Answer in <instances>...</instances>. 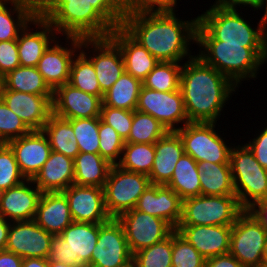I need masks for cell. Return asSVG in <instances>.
I'll return each instance as SVG.
<instances>
[{
  "label": "cell",
  "instance_id": "obj_44",
  "mask_svg": "<svg viewBox=\"0 0 267 267\" xmlns=\"http://www.w3.org/2000/svg\"><path fill=\"white\" fill-rule=\"evenodd\" d=\"M25 177L21 174L15 155L8 144L0 146V192L22 183Z\"/></svg>",
  "mask_w": 267,
  "mask_h": 267
},
{
  "label": "cell",
  "instance_id": "obj_18",
  "mask_svg": "<svg viewBox=\"0 0 267 267\" xmlns=\"http://www.w3.org/2000/svg\"><path fill=\"white\" fill-rule=\"evenodd\" d=\"M52 236L34 220L11 222L5 250L23 259H48Z\"/></svg>",
  "mask_w": 267,
  "mask_h": 267
},
{
  "label": "cell",
  "instance_id": "obj_50",
  "mask_svg": "<svg viewBox=\"0 0 267 267\" xmlns=\"http://www.w3.org/2000/svg\"><path fill=\"white\" fill-rule=\"evenodd\" d=\"M261 130L260 134L256 133L254 139H250L248 143H244L252 151L260 165L267 170V126Z\"/></svg>",
  "mask_w": 267,
  "mask_h": 267
},
{
  "label": "cell",
  "instance_id": "obj_3",
  "mask_svg": "<svg viewBox=\"0 0 267 267\" xmlns=\"http://www.w3.org/2000/svg\"><path fill=\"white\" fill-rule=\"evenodd\" d=\"M195 44L200 48L197 56L229 78L238 88L242 81L254 80L261 66L267 63V47L223 44V41L215 40L199 23Z\"/></svg>",
  "mask_w": 267,
  "mask_h": 267
},
{
  "label": "cell",
  "instance_id": "obj_57",
  "mask_svg": "<svg viewBox=\"0 0 267 267\" xmlns=\"http://www.w3.org/2000/svg\"><path fill=\"white\" fill-rule=\"evenodd\" d=\"M4 90H5V75L0 73V99L3 95Z\"/></svg>",
  "mask_w": 267,
  "mask_h": 267
},
{
  "label": "cell",
  "instance_id": "obj_24",
  "mask_svg": "<svg viewBox=\"0 0 267 267\" xmlns=\"http://www.w3.org/2000/svg\"><path fill=\"white\" fill-rule=\"evenodd\" d=\"M41 194L32 179L0 192V216L10 222L34 220Z\"/></svg>",
  "mask_w": 267,
  "mask_h": 267
},
{
  "label": "cell",
  "instance_id": "obj_55",
  "mask_svg": "<svg viewBox=\"0 0 267 267\" xmlns=\"http://www.w3.org/2000/svg\"><path fill=\"white\" fill-rule=\"evenodd\" d=\"M11 222L0 216V251L5 250Z\"/></svg>",
  "mask_w": 267,
  "mask_h": 267
},
{
  "label": "cell",
  "instance_id": "obj_12",
  "mask_svg": "<svg viewBox=\"0 0 267 267\" xmlns=\"http://www.w3.org/2000/svg\"><path fill=\"white\" fill-rule=\"evenodd\" d=\"M95 24L119 47L127 73L143 81L158 64L107 12L92 13Z\"/></svg>",
  "mask_w": 267,
  "mask_h": 267
},
{
  "label": "cell",
  "instance_id": "obj_54",
  "mask_svg": "<svg viewBox=\"0 0 267 267\" xmlns=\"http://www.w3.org/2000/svg\"><path fill=\"white\" fill-rule=\"evenodd\" d=\"M23 258L13 252L0 251V267H22Z\"/></svg>",
  "mask_w": 267,
  "mask_h": 267
},
{
  "label": "cell",
  "instance_id": "obj_28",
  "mask_svg": "<svg viewBox=\"0 0 267 267\" xmlns=\"http://www.w3.org/2000/svg\"><path fill=\"white\" fill-rule=\"evenodd\" d=\"M183 154V142L176 131H168L157 140L154 162L149 175L151 184L166 186L172 178L176 163Z\"/></svg>",
  "mask_w": 267,
  "mask_h": 267
},
{
  "label": "cell",
  "instance_id": "obj_35",
  "mask_svg": "<svg viewBox=\"0 0 267 267\" xmlns=\"http://www.w3.org/2000/svg\"><path fill=\"white\" fill-rule=\"evenodd\" d=\"M5 89L35 95H53L36 67L18 66L5 75Z\"/></svg>",
  "mask_w": 267,
  "mask_h": 267
},
{
  "label": "cell",
  "instance_id": "obj_25",
  "mask_svg": "<svg viewBox=\"0 0 267 267\" xmlns=\"http://www.w3.org/2000/svg\"><path fill=\"white\" fill-rule=\"evenodd\" d=\"M182 201L171 188L151 184L138 199L135 209L165 220L175 230L182 216Z\"/></svg>",
  "mask_w": 267,
  "mask_h": 267
},
{
  "label": "cell",
  "instance_id": "obj_38",
  "mask_svg": "<svg viewBox=\"0 0 267 267\" xmlns=\"http://www.w3.org/2000/svg\"><path fill=\"white\" fill-rule=\"evenodd\" d=\"M182 65L180 62H158L142 81L143 86L160 92L179 90Z\"/></svg>",
  "mask_w": 267,
  "mask_h": 267
},
{
  "label": "cell",
  "instance_id": "obj_58",
  "mask_svg": "<svg viewBox=\"0 0 267 267\" xmlns=\"http://www.w3.org/2000/svg\"><path fill=\"white\" fill-rule=\"evenodd\" d=\"M49 267H72L62 262L49 261Z\"/></svg>",
  "mask_w": 267,
  "mask_h": 267
},
{
  "label": "cell",
  "instance_id": "obj_40",
  "mask_svg": "<svg viewBox=\"0 0 267 267\" xmlns=\"http://www.w3.org/2000/svg\"><path fill=\"white\" fill-rule=\"evenodd\" d=\"M172 233L164 240L133 254L138 267H172Z\"/></svg>",
  "mask_w": 267,
  "mask_h": 267
},
{
  "label": "cell",
  "instance_id": "obj_34",
  "mask_svg": "<svg viewBox=\"0 0 267 267\" xmlns=\"http://www.w3.org/2000/svg\"><path fill=\"white\" fill-rule=\"evenodd\" d=\"M42 131L48 138L52 151L62 153L72 159L80 152L72 125L68 119L52 113Z\"/></svg>",
  "mask_w": 267,
  "mask_h": 267
},
{
  "label": "cell",
  "instance_id": "obj_14",
  "mask_svg": "<svg viewBox=\"0 0 267 267\" xmlns=\"http://www.w3.org/2000/svg\"><path fill=\"white\" fill-rule=\"evenodd\" d=\"M266 241V228L244 210L232 225L229 253L244 267L258 266L264 262Z\"/></svg>",
  "mask_w": 267,
  "mask_h": 267
},
{
  "label": "cell",
  "instance_id": "obj_1",
  "mask_svg": "<svg viewBox=\"0 0 267 267\" xmlns=\"http://www.w3.org/2000/svg\"><path fill=\"white\" fill-rule=\"evenodd\" d=\"M176 10H108L107 13L159 62L190 59L191 44L196 43L198 17H176ZM192 42V43H191ZM190 45V46H189Z\"/></svg>",
  "mask_w": 267,
  "mask_h": 267
},
{
  "label": "cell",
  "instance_id": "obj_26",
  "mask_svg": "<svg viewBox=\"0 0 267 267\" xmlns=\"http://www.w3.org/2000/svg\"><path fill=\"white\" fill-rule=\"evenodd\" d=\"M48 3L49 0H0V42L17 40Z\"/></svg>",
  "mask_w": 267,
  "mask_h": 267
},
{
  "label": "cell",
  "instance_id": "obj_59",
  "mask_svg": "<svg viewBox=\"0 0 267 267\" xmlns=\"http://www.w3.org/2000/svg\"><path fill=\"white\" fill-rule=\"evenodd\" d=\"M121 267H138V266H137L136 262L132 259L127 264H125V265H123Z\"/></svg>",
  "mask_w": 267,
  "mask_h": 267
},
{
  "label": "cell",
  "instance_id": "obj_19",
  "mask_svg": "<svg viewBox=\"0 0 267 267\" xmlns=\"http://www.w3.org/2000/svg\"><path fill=\"white\" fill-rule=\"evenodd\" d=\"M63 193L73 222L100 224L111 219L105 206L103 188L72 184Z\"/></svg>",
  "mask_w": 267,
  "mask_h": 267
},
{
  "label": "cell",
  "instance_id": "obj_16",
  "mask_svg": "<svg viewBox=\"0 0 267 267\" xmlns=\"http://www.w3.org/2000/svg\"><path fill=\"white\" fill-rule=\"evenodd\" d=\"M125 231L132 254L167 238L174 229L163 219L135 208L117 218Z\"/></svg>",
  "mask_w": 267,
  "mask_h": 267
},
{
  "label": "cell",
  "instance_id": "obj_32",
  "mask_svg": "<svg viewBox=\"0 0 267 267\" xmlns=\"http://www.w3.org/2000/svg\"><path fill=\"white\" fill-rule=\"evenodd\" d=\"M200 170L197 162L187 154H183L175 165L172 178L166 185L182 200L201 195L199 181Z\"/></svg>",
  "mask_w": 267,
  "mask_h": 267
},
{
  "label": "cell",
  "instance_id": "obj_52",
  "mask_svg": "<svg viewBox=\"0 0 267 267\" xmlns=\"http://www.w3.org/2000/svg\"><path fill=\"white\" fill-rule=\"evenodd\" d=\"M214 2L219 3L220 5L227 7L229 9H236L241 6L251 7L256 10H260L264 7V0H216ZM239 6V7H238Z\"/></svg>",
  "mask_w": 267,
  "mask_h": 267
},
{
  "label": "cell",
  "instance_id": "obj_9",
  "mask_svg": "<svg viewBox=\"0 0 267 267\" xmlns=\"http://www.w3.org/2000/svg\"><path fill=\"white\" fill-rule=\"evenodd\" d=\"M61 35L67 40L65 46L59 45L58 36L44 51L36 66L53 92L69 81L71 62L81 46V14Z\"/></svg>",
  "mask_w": 267,
  "mask_h": 267
},
{
  "label": "cell",
  "instance_id": "obj_6",
  "mask_svg": "<svg viewBox=\"0 0 267 267\" xmlns=\"http://www.w3.org/2000/svg\"><path fill=\"white\" fill-rule=\"evenodd\" d=\"M80 51L92 62L104 94L125 71L124 61L119 47L95 24L92 14H81Z\"/></svg>",
  "mask_w": 267,
  "mask_h": 267
},
{
  "label": "cell",
  "instance_id": "obj_53",
  "mask_svg": "<svg viewBox=\"0 0 267 267\" xmlns=\"http://www.w3.org/2000/svg\"><path fill=\"white\" fill-rule=\"evenodd\" d=\"M267 230V198L254 203L247 209Z\"/></svg>",
  "mask_w": 267,
  "mask_h": 267
},
{
  "label": "cell",
  "instance_id": "obj_36",
  "mask_svg": "<svg viewBox=\"0 0 267 267\" xmlns=\"http://www.w3.org/2000/svg\"><path fill=\"white\" fill-rule=\"evenodd\" d=\"M155 157V143H125L120 161V168L150 175Z\"/></svg>",
  "mask_w": 267,
  "mask_h": 267
},
{
  "label": "cell",
  "instance_id": "obj_21",
  "mask_svg": "<svg viewBox=\"0 0 267 267\" xmlns=\"http://www.w3.org/2000/svg\"><path fill=\"white\" fill-rule=\"evenodd\" d=\"M1 99L31 130H42L53 113V95L5 89Z\"/></svg>",
  "mask_w": 267,
  "mask_h": 267
},
{
  "label": "cell",
  "instance_id": "obj_51",
  "mask_svg": "<svg viewBox=\"0 0 267 267\" xmlns=\"http://www.w3.org/2000/svg\"><path fill=\"white\" fill-rule=\"evenodd\" d=\"M205 267H244L232 254L214 256L206 259Z\"/></svg>",
  "mask_w": 267,
  "mask_h": 267
},
{
  "label": "cell",
  "instance_id": "obj_56",
  "mask_svg": "<svg viewBox=\"0 0 267 267\" xmlns=\"http://www.w3.org/2000/svg\"><path fill=\"white\" fill-rule=\"evenodd\" d=\"M22 267H49V261L45 258L23 259Z\"/></svg>",
  "mask_w": 267,
  "mask_h": 267
},
{
  "label": "cell",
  "instance_id": "obj_5",
  "mask_svg": "<svg viewBox=\"0 0 267 267\" xmlns=\"http://www.w3.org/2000/svg\"><path fill=\"white\" fill-rule=\"evenodd\" d=\"M238 10L215 2L201 15L198 14V23L215 40L223 41V44L267 47V16L263 15L255 28Z\"/></svg>",
  "mask_w": 267,
  "mask_h": 267
},
{
  "label": "cell",
  "instance_id": "obj_41",
  "mask_svg": "<svg viewBox=\"0 0 267 267\" xmlns=\"http://www.w3.org/2000/svg\"><path fill=\"white\" fill-rule=\"evenodd\" d=\"M80 152L99 153V117L69 120Z\"/></svg>",
  "mask_w": 267,
  "mask_h": 267
},
{
  "label": "cell",
  "instance_id": "obj_10",
  "mask_svg": "<svg viewBox=\"0 0 267 267\" xmlns=\"http://www.w3.org/2000/svg\"><path fill=\"white\" fill-rule=\"evenodd\" d=\"M243 211L236 195H199L182 201L178 225L232 226Z\"/></svg>",
  "mask_w": 267,
  "mask_h": 267
},
{
  "label": "cell",
  "instance_id": "obj_23",
  "mask_svg": "<svg viewBox=\"0 0 267 267\" xmlns=\"http://www.w3.org/2000/svg\"><path fill=\"white\" fill-rule=\"evenodd\" d=\"M175 230L205 259L229 253L232 226L178 225Z\"/></svg>",
  "mask_w": 267,
  "mask_h": 267
},
{
  "label": "cell",
  "instance_id": "obj_2",
  "mask_svg": "<svg viewBox=\"0 0 267 267\" xmlns=\"http://www.w3.org/2000/svg\"><path fill=\"white\" fill-rule=\"evenodd\" d=\"M238 87L226 76L194 56L181 68L180 90L189 122H216Z\"/></svg>",
  "mask_w": 267,
  "mask_h": 267
},
{
  "label": "cell",
  "instance_id": "obj_8",
  "mask_svg": "<svg viewBox=\"0 0 267 267\" xmlns=\"http://www.w3.org/2000/svg\"><path fill=\"white\" fill-rule=\"evenodd\" d=\"M98 236L99 224L72 222L60 235L52 236L48 261L89 267Z\"/></svg>",
  "mask_w": 267,
  "mask_h": 267
},
{
  "label": "cell",
  "instance_id": "obj_15",
  "mask_svg": "<svg viewBox=\"0 0 267 267\" xmlns=\"http://www.w3.org/2000/svg\"><path fill=\"white\" fill-rule=\"evenodd\" d=\"M136 110L153 116L167 131H177L189 123L180 89L160 92L142 85Z\"/></svg>",
  "mask_w": 267,
  "mask_h": 267
},
{
  "label": "cell",
  "instance_id": "obj_48",
  "mask_svg": "<svg viewBox=\"0 0 267 267\" xmlns=\"http://www.w3.org/2000/svg\"><path fill=\"white\" fill-rule=\"evenodd\" d=\"M118 0H49L50 4L76 9L80 14L107 12Z\"/></svg>",
  "mask_w": 267,
  "mask_h": 267
},
{
  "label": "cell",
  "instance_id": "obj_13",
  "mask_svg": "<svg viewBox=\"0 0 267 267\" xmlns=\"http://www.w3.org/2000/svg\"><path fill=\"white\" fill-rule=\"evenodd\" d=\"M151 185L149 176L112 165L104 184V199L111 218L135 208L138 199Z\"/></svg>",
  "mask_w": 267,
  "mask_h": 267
},
{
  "label": "cell",
  "instance_id": "obj_29",
  "mask_svg": "<svg viewBox=\"0 0 267 267\" xmlns=\"http://www.w3.org/2000/svg\"><path fill=\"white\" fill-rule=\"evenodd\" d=\"M42 192H63L74 184V159L51 151L49 158L32 179Z\"/></svg>",
  "mask_w": 267,
  "mask_h": 267
},
{
  "label": "cell",
  "instance_id": "obj_61",
  "mask_svg": "<svg viewBox=\"0 0 267 267\" xmlns=\"http://www.w3.org/2000/svg\"><path fill=\"white\" fill-rule=\"evenodd\" d=\"M266 4V5H265ZM264 8H265V11H264V16H267V0H264Z\"/></svg>",
  "mask_w": 267,
  "mask_h": 267
},
{
  "label": "cell",
  "instance_id": "obj_20",
  "mask_svg": "<svg viewBox=\"0 0 267 267\" xmlns=\"http://www.w3.org/2000/svg\"><path fill=\"white\" fill-rule=\"evenodd\" d=\"M7 144L12 149L19 170L25 179L35 177L52 151L48 138L42 130H32Z\"/></svg>",
  "mask_w": 267,
  "mask_h": 267
},
{
  "label": "cell",
  "instance_id": "obj_60",
  "mask_svg": "<svg viewBox=\"0 0 267 267\" xmlns=\"http://www.w3.org/2000/svg\"><path fill=\"white\" fill-rule=\"evenodd\" d=\"M264 262L267 263V241H266V246H265V251H264Z\"/></svg>",
  "mask_w": 267,
  "mask_h": 267
},
{
  "label": "cell",
  "instance_id": "obj_27",
  "mask_svg": "<svg viewBox=\"0 0 267 267\" xmlns=\"http://www.w3.org/2000/svg\"><path fill=\"white\" fill-rule=\"evenodd\" d=\"M34 221L48 233L60 235L73 222L65 194L63 192L42 193Z\"/></svg>",
  "mask_w": 267,
  "mask_h": 267
},
{
  "label": "cell",
  "instance_id": "obj_37",
  "mask_svg": "<svg viewBox=\"0 0 267 267\" xmlns=\"http://www.w3.org/2000/svg\"><path fill=\"white\" fill-rule=\"evenodd\" d=\"M68 83L81 91L103 99L104 94L101 92L94 66L80 50L71 62Z\"/></svg>",
  "mask_w": 267,
  "mask_h": 267
},
{
  "label": "cell",
  "instance_id": "obj_49",
  "mask_svg": "<svg viewBox=\"0 0 267 267\" xmlns=\"http://www.w3.org/2000/svg\"><path fill=\"white\" fill-rule=\"evenodd\" d=\"M21 66L18 54L17 40L0 42V73L8 72Z\"/></svg>",
  "mask_w": 267,
  "mask_h": 267
},
{
  "label": "cell",
  "instance_id": "obj_30",
  "mask_svg": "<svg viewBox=\"0 0 267 267\" xmlns=\"http://www.w3.org/2000/svg\"><path fill=\"white\" fill-rule=\"evenodd\" d=\"M111 167L99 153L79 152L74 158V184L103 188Z\"/></svg>",
  "mask_w": 267,
  "mask_h": 267
},
{
  "label": "cell",
  "instance_id": "obj_46",
  "mask_svg": "<svg viewBox=\"0 0 267 267\" xmlns=\"http://www.w3.org/2000/svg\"><path fill=\"white\" fill-rule=\"evenodd\" d=\"M100 119L113 127L124 141L128 139L133 122V111L101 106Z\"/></svg>",
  "mask_w": 267,
  "mask_h": 267
},
{
  "label": "cell",
  "instance_id": "obj_31",
  "mask_svg": "<svg viewBox=\"0 0 267 267\" xmlns=\"http://www.w3.org/2000/svg\"><path fill=\"white\" fill-rule=\"evenodd\" d=\"M201 195H235L230 163L197 162Z\"/></svg>",
  "mask_w": 267,
  "mask_h": 267
},
{
  "label": "cell",
  "instance_id": "obj_43",
  "mask_svg": "<svg viewBox=\"0 0 267 267\" xmlns=\"http://www.w3.org/2000/svg\"><path fill=\"white\" fill-rule=\"evenodd\" d=\"M98 131L99 154L112 165H116L121 159L125 141L119 136L113 127L104 123L100 117Z\"/></svg>",
  "mask_w": 267,
  "mask_h": 267
},
{
  "label": "cell",
  "instance_id": "obj_33",
  "mask_svg": "<svg viewBox=\"0 0 267 267\" xmlns=\"http://www.w3.org/2000/svg\"><path fill=\"white\" fill-rule=\"evenodd\" d=\"M142 85L140 79L124 71L112 87L104 93L102 106L130 111L136 110Z\"/></svg>",
  "mask_w": 267,
  "mask_h": 267
},
{
  "label": "cell",
  "instance_id": "obj_7",
  "mask_svg": "<svg viewBox=\"0 0 267 267\" xmlns=\"http://www.w3.org/2000/svg\"><path fill=\"white\" fill-rule=\"evenodd\" d=\"M230 166L239 205L249 209L254 203L267 198V170L255 159L246 144H232Z\"/></svg>",
  "mask_w": 267,
  "mask_h": 267
},
{
  "label": "cell",
  "instance_id": "obj_47",
  "mask_svg": "<svg viewBox=\"0 0 267 267\" xmlns=\"http://www.w3.org/2000/svg\"><path fill=\"white\" fill-rule=\"evenodd\" d=\"M178 0H118L109 10H175Z\"/></svg>",
  "mask_w": 267,
  "mask_h": 267
},
{
  "label": "cell",
  "instance_id": "obj_42",
  "mask_svg": "<svg viewBox=\"0 0 267 267\" xmlns=\"http://www.w3.org/2000/svg\"><path fill=\"white\" fill-rule=\"evenodd\" d=\"M172 267H205L206 259L176 230L172 232Z\"/></svg>",
  "mask_w": 267,
  "mask_h": 267
},
{
  "label": "cell",
  "instance_id": "obj_45",
  "mask_svg": "<svg viewBox=\"0 0 267 267\" xmlns=\"http://www.w3.org/2000/svg\"><path fill=\"white\" fill-rule=\"evenodd\" d=\"M32 130L0 99V140L7 144Z\"/></svg>",
  "mask_w": 267,
  "mask_h": 267
},
{
  "label": "cell",
  "instance_id": "obj_39",
  "mask_svg": "<svg viewBox=\"0 0 267 267\" xmlns=\"http://www.w3.org/2000/svg\"><path fill=\"white\" fill-rule=\"evenodd\" d=\"M167 132L166 128L153 116L134 110L130 135L125 143L152 144Z\"/></svg>",
  "mask_w": 267,
  "mask_h": 267
},
{
  "label": "cell",
  "instance_id": "obj_17",
  "mask_svg": "<svg viewBox=\"0 0 267 267\" xmlns=\"http://www.w3.org/2000/svg\"><path fill=\"white\" fill-rule=\"evenodd\" d=\"M133 259L121 222L111 218L99 224L97 244L89 267H121Z\"/></svg>",
  "mask_w": 267,
  "mask_h": 267
},
{
  "label": "cell",
  "instance_id": "obj_4",
  "mask_svg": "<svg viewBox=\"0 0 267 267\" xmlns=\"http://www.w3.org/2000/svg\"><path fill=\"white\" fill-rule=\"evenodd\" d=\"M79 15L74 8L48 3L19 33L17 45L21 66L36 67L57 35H61ZM31 24L36 30L33 31Z\"/></svg>",
  "mask_w": 267,
  "mask_h": 267
},
{
  "label": "cell",
  "instance_id": "obj_11",
  "mask_svg": "<svg viewBox=\"0 0 267 267\" xmlns=\"http://www.w3.org/2000/svg\"><path fill=\"white\" fill-rule=\"evenodd\" d=\"M216 122H189L176 132L181 137L184 153L196 162L230 163L232 145L216 132Z\"/></svg>",
  "mask_w": 267,
  "mask_h": 267
},
{
  "label": "cell",
  "instance_id": "obj_62",
  "mask_svg": "<svg viewBox=\"0 0 267 267\" xmlns=\"http://www.w3.org/2000/svg\"><path fill=\"white\" fill-rule=\"evenodd\" d=\"M254 267H267V263L263 262L259 264L258 266H254Z\"/></svg>",
  "mask_w": 267,
  "mask_h": 267
},
{
  "label": "cell",
  "instance_id": "obj_22",
  "mask_svg": "<svg viewBox=\"0 0 267 267\" xmlns=\"http://www.w3.org/2000/svg\"><path fill=\"white\" fill-rule=\"evenodd\" d=\"M52 103L55 115L70 120L100 117L102 99L66 83L53 92Z\"/></svg>",
  "mask_w": 267,
  "mask_h": 267
}]
</instances>
